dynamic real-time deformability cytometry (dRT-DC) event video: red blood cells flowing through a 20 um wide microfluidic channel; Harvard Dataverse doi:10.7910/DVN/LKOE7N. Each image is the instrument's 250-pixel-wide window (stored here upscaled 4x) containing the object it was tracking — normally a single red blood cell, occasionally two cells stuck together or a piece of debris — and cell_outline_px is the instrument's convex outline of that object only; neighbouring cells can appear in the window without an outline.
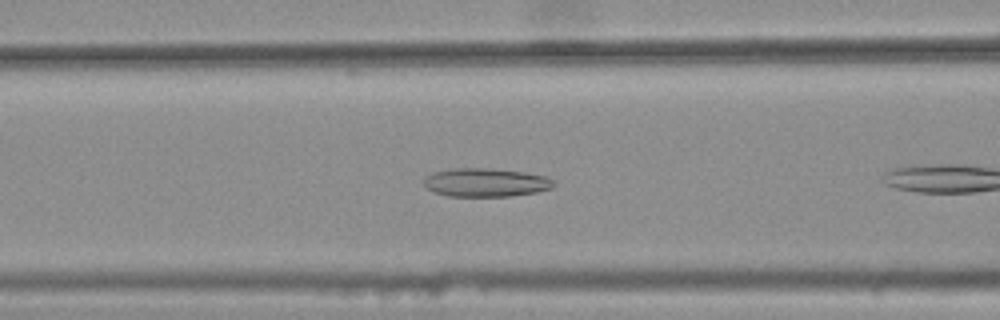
{"species": "common noctule bat (a hibernating species)", "species_latin": "Nyctalus noctula", "temperature_condition": "warm", "stored_images_in_passage": 8, "camera_frame_rate_fps": 3000, "um_per_image_px": 0.085, "animal": {"sex": "female", "body_mass_g": 25.1}, "frame": {"image": 1, "passage_image": 7, "time_ms": 2.0, "image_size_px": [1000, 320], "cell_outline_px": [[556, 184], [552, 188], [536, 192], [512, 196], [448, 196], [432, 192], [424, 188], [424, 176], [432, 172], [452, 168], [488, 168], [524, 172], [544, 176], [556, 180]], "centroid_in_image_um": [41.25, 15.51], "position_along_channel_um": 125.3, "area_um2": 21.91}}